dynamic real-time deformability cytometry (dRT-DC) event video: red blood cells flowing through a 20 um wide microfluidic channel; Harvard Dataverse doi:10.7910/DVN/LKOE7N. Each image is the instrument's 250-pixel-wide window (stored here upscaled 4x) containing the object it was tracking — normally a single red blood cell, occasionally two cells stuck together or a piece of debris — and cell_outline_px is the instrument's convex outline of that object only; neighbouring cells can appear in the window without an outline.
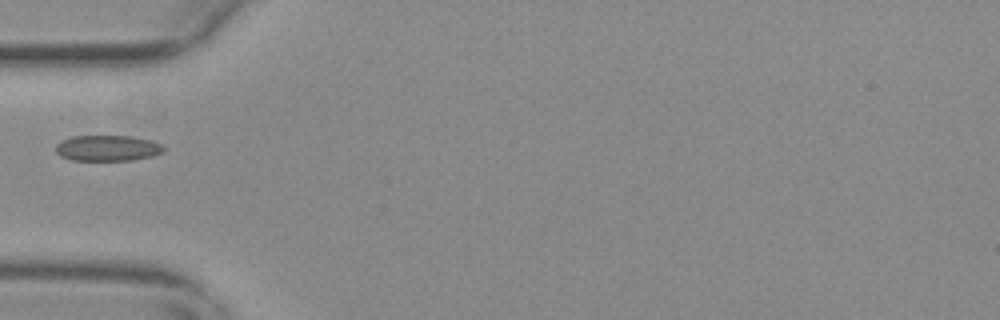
{"species": "common noctule bat (a hibernating species)", "species_latin": "Nyctalus noctula", "temperature_condition": "warm", "stored_images_in_passage": 38, "camera_frame_rate_fps": 3000, "um_per_image_px": 0.085, "animal": {"sex": "female", "body_mass_g": 29.2, "forearm_length_mm": 56.3}, "frame": {"image": 1, "passage_image": 1, "time_ms": 0.0, "image_size_px": [1000, 320], "cell_outline_px": [[164, 148], [160, 152], [152, 156], [132, 160], [72, 160], [60, 156], [56, 152], [56, 144], [60, 140], [72, 136], [132, 136], [152, 140], [160, 144]], "centroid_in_image_um": [9.09, 12.58], "position_along_channel_um": 75.9, "area_um2": 16.18}}
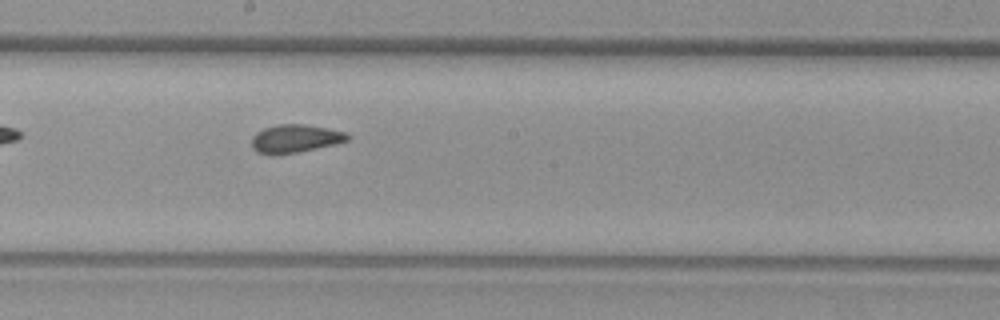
{"frame": {"image": 2, "passage_image": 13, "time_ms": 4.0, "image_size_px": [1000, 320], "cell_outline_px": [[352, 136], [348, 140], [336, 144], [276, 156], [272, 156], [256, 152], [252, 148], [252, 136], [256, 132], [264, 128], [276, 124], [304, 124], [328, 128], [344, 132]], "centroid_in_image_um": [25.06, 11.79], "position_along_channel_um": 223.1, "area_um2": 15.95}}
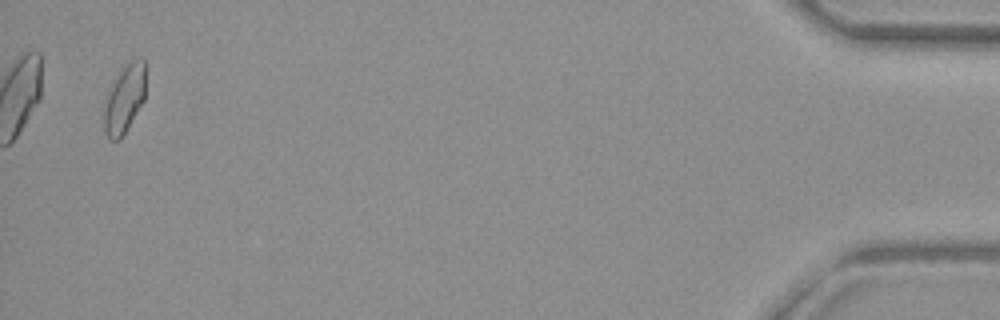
{"frame": {"image": 3, "passage_image": 37, "time_ms": 12.0, "image_size_px": [1000, 320], "cell_outline_px": [[144, 100], [120, 140], [108, 140], [104, 132], [104, 108], [108, 92], [112, 80], [124, 64], [132, 60], [144, 56]], "centroid_in_image_um": [10.55, 8.39], "position_along_channel_um": 424.6, "area_um2": 16.65}}